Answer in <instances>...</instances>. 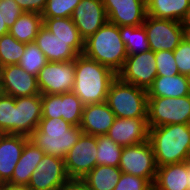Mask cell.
I'll return each instance as SVG.
<instances>
[{
	"mask_svg": "<svg viewBox=\"0 0 190 190\" xmlns=\"http://www.w3.org/2000/svg\"><path fill=\"white\" fill-rule=\"evenodd\" d=\"M69 180L64 159L45 154L32 173L27 188L29 190H60Z\"/></svg>",
	"mask_w": 190,
	"mask_h": 190,
	"instance_id": "cell-13",
	"label": "cell"
},
{
	"mask_svg": "<svg viewBox=\"0 0 190 190\" xmlns=\"http://www.w3.org/2000/svg\"><path fill=\"white\" fill-rule=\"evenodd\" d=\"M28 140L24 135L0 134V184L11 180Z\"/></svg>",
	"mask_w": 190,
	"mask_h": 190,
	"instance_id": "cell-21",
	"label": "cell"
},
{
	"mask_svg": "<svg viewBox=\"0 0 190 190\" xmlns=\"http://www.w3.org/2000/svg\"><path fill=\"white\" fill-rule=\"evenodd\" d=\"M60 190H91L82 179H70Z\"/></svg>",
	"mask_w": 190,
	"mask_h": 190,
	"instance_id": "cell-40",
	"label": "cell"
},
{
	"mask_svg": "<svg viewBox=\"0 0 190 190\" xmlns=\"http://www.w3.org/2000/svg\"><path fill=\"white\" fill-rule=\"evenodd\" d=\"M0 11L8 28H10L24 12L15 0H0Z\"/></svg>",
	"mask_w": 190,
	"mask_h": 190,
	"instance_id": "cell-38",
	"label": "cell"
},
{
	"mask_svg": "<svg viewBox=\"0 0 190 190\" xmlns=\"http://www.w3.org/2000/svg\"><path fill=\"white\" fill-rule=\"evenodd\" d=\"M0 79L4 94L14 98L40 94L37 77L18 64L1 67Z\"/></svg>",
	"mask_w": 190,
	"mask_h": 190,
	"instance_id": "cell-17",
	"label": "cell"
},
{
	"mask_svg": "<svg viewBox=\"0 0 190 190\" xmlns=\"http://www.w3.org/2000/svg\"><path fill=\"white\" fill-rule=\"evenodd\" d=\"M151 186L145 178L122 173L113 190H148Z\"/></svg>",
	"mask_w": 190,
	"mask_h": 190,
	"instance_id": "cell-36",
	"label": "cell"
},
{
	"mask_svg": "<svg viewBox=\"0 0 190 190\" xmlns=\"http://www.w3.org/2000/svg\"><path fill=\"white\" fill-rule=\"evenodd\" d=\"M0 134H15V98L7 94L0 97Z\"/></svg>",
	"mask_w": 190,
	"mask_h": 190,
	"instance_id": "cell-33",
	"label": "cell"
},
{
	"mask_svg": "<svg viewBox=\"0 0 190 190\" xmlns=\"http://www.w3.org/2000/svg\"><path fill=\"white\" fill-rule=\"evenodd\" d=\"M117 74L97 61L79 54L75 59L74 85L72 91L84 105L106 101L111 83Z\"/></svg>",
	"mask_w": 190,
	"mask_h": 190,
	"instance_id": "cell-1",
	"label": "cell"
},
{
	"mask_svg": "<svg viewBox=\"0 0 190 190\" xmlns=\"http://www.w3.org/2000/svg\"><path fill=\"white\" fill-rule=\"evenodd\" d=\"M147 15L181 22L190 6V0H149Z\"/></svg>",
	"mask_w": 190,
	"mask_h": 190,
	"instance_id": "cell-25",
	"label": "cell"
},
{
	"mask_svg": "<svg viewBox=\"0 0 190 190\" xmlns=\"http://www.w3.org/2000/svg\"><path fill=\"white\" fill-rule=\"evenodd\" d=\"M24 12H35L42 14L47 0H15Z\"/></svg>",
	"mask_w": 190,
	"mask_h": 190,
	"instance_id": "cell-39",
	"label": "cell"
},
{
	"mask_svg": "<svg viewBox=\"0 0 190 190\" xmlns=\"http://www.w3.org/2000/svg\"><path fill=\"white\" fill-rule=\"evenodd\" d=\"M150 50L153 52L174 51L182 39V24L169 19L146 16L143 23Z\"/></svg>",
	"mask_w": 190,
	"mask_h": 190,
	"instance_id": "cell-12",
	"label": "cell"
},
{
	"mask_svg": "<svg viewBox=\"0 0 190 190\" xmlns=\"http://www.w3.org/2000/svg\"><path fill=\"white\" fill-rule=\"evenodd\" d=\"M187 161H190V144L187 152Z\"/></svg>",
	"mask_w": 190,
	"mask_h": 190,
	"instance_id": "cell-48",
	"label": "cell"
},
{
	"mask_svg": "<svg viewBox=\"0 0 190 190\" xmlns=\"http://www.w3.org/2000/svg\"><path fill=\"white\" fill-rule=\"evenodd\" d=\"M47 59L35 42L26 44L25 52L18 65L28 73L38 76L40 70L47 64Z\"/></svg>",
	"mask_w": 190,
	"mask_h": 190,
	"instance_id": "cell-32",
	"label": "cell"
},
{
	"mask_svg": "<svg viewBox=\"0 0 190 190\" xmlns=\"http://www.w3.org/2000/svg\"><path fill=\"white\" fill-rule=\"evenodd\" d=\"M122 147L146 142L149 136L147 118H118L106 134Z\"/></svg>",
	"mask_w": 190,
	"mask_h": 190,
	"instance_id": "cell-19",
	"label": "cell"
},
{
	"mask_svg": "<svg viewBox=\"0 0 190 190\" xmlns=\"http://www.w3.org/2000/svg\"><path fill=\"white\" fill-rule=\"evenodd\" d=\"M82 134L79 126H73L62 118L41 119L29 140L45 154L65 159Z\"/></svg>",
	"mask_w": 190,
	"mask_h": 190,
	"instance_id": "cell-4",
	"label": "cell"
},
{
	"mask_svg": "<svg viewBox=\"0 0 190 190\" xmlns=\"http://www.w3.org/2000/svg\"><path fill=\"white\" fill-rule=\"evenodd\" d=\"M44 155L45 153L43 150L28 140L16 164L13 176L8 183L27 187L32 173L36 170L38 163L42 160Z\"/></svg>",
	"mask_w": 190,
	"mask_h": 190,
	"instance_id": "cell-22",
	"label": "cell"
},
{
	"mask_svg": "<svg viewBox=\"0 0 190 190\" xmlns=\"http://www.w3.org/2000/svg\"><path fill=\"white\" fill-rule=\"evenodd\" d=\"M182 39L190 44V26H182Z\"/></svg>",
	"mask_w": 190,
	"mask_h": 190,
	"instance_id": "cell-43",
	"label": "cell"
},
{
	"mask_svg": "<svg viewBox=\"0 0 190 190\" xmlns=\"http://www.w3.org/2000/svg\"><path fill=\"white\" fill-rule=\"evenodd\" d=\"M43 26L41 14L35 12H23L16 22L9 28V34L21 43H32Z\"/></svg>",
	"mask_w": 190,
	"mask_h": 190,
	"instance_id": "cell-26",
	"label": "cell"
},
{
	"mask_svg": "<svg viewBox=\"0 0 190 190\" xmlns=\"http://www.w3.org/2000/svg\"><path fill=\"white\" fill-rule=\"evenodd\" d=\"M157 168L154 150L149 140L123 147L119 163V169L122 173L145 178L153 185Z\"/></svg>",
	"mask_w": 190,
	"mask_h": 190,
	"instance_id": "cell-7",
	"label": "cell"
},
{
	"mask_svg": "<svg viewBox=\"0 0 190 190\" xmlns=\"http://www.w3.org/2000/svg\"><path fill=\"white\" fill-rule=\"evenodd\" d=\"M148 140L158 167L187 161L190 124H170L149 128Z\"/></svg>",
	"mask_w": 190,
	"mask_h": 190,
	"instance_id": "cell-2",
	"label": "cell"
},
{
	"mask_svg": "<svg viewBox=\"0 0 190 190\" xmlns=\"http://www.w3.org/2000/svg\"><path fill=\"white\" fill-rule=\"evenodd\" d=\"M173 53L179 73L182 75L190 73V44L182 40Z\"/></svg>",
	"mask_w": 190,
	"mask_h": 190,
	"instance_id": "cell-37",
	"label": "cell"
},
{
	"mask_svg": "<svg viewBox=\"0 0 190 190\" xmlns=\"http://www.w3.org/2000/svg\"><path fill=\"white\" fill-rule=\"evenodd\" d=\"M25 43L16 40L12 35L5 34L0 37V66L18 64L25 52Z\"/></svg>",
	"mask_w": 190,
	"mask_h": 190,
	"instance_id": "cell-30",
	"label": "cell"
},
{
	"mask_svg": "<svg viewBox=\"0 0 190 190\" xmlns=\"http://www.w3.org/2000/svg\"><path fill=\"white\" fill-rule=\"evenodd\" d=\"M97 136L82 134L64 159L70 179H82L97 166Z\"/></svg>",
	"mask_w": 190,
	"mask_h": 190,
	"instance_id": "cell-8",
	"label": "cell"
},
{
	"mask_svg": "<svg viewBox=\"0 0 190 190\" xmlns=\"http://www.w3.org/2000/svg\"><path fill=\"white\" fill-rule=\"evenodd\" d=\"M119 32L128 55L147 52L150 50L144 25L120 26Z\"/></svg>",
	"mask_w": 190,
	"mask_h": 190,
	"instance_id": "cell-28",
	"label": "cell"
},
{
	"mask_svg": "<svg viewBox=\"0 0 190 190\" xmlns=\"http://www.w3.org/2000/svg\"><path fill=\"white\" fill-rule=\"evenodd\" d=\"M148 190H156L155 187L152 185Z\"/></svg>",
	"mask_w": 190,
	"mask_h": 190,
	"instance_id": "cell-49",
	"label": "cell"
},
{
	"mask_svg": "<svg viewBox=\"0 0 190 190\" xmlns=\"http://www.w3.org/2000/svg\"><path fill=\"white\" fill-rule=\"evenodd\" d=\"M71 19L84 40L108 22L102 0H81L74 9Z\"/></svg>",
	"mask_w": 190,
	"mask_h": 190,
	"instance_id": "cell-15",
	"label": "cell"
},
{
	"mask_svg": "<svg viewBox=\"0 0 190 190\" xmlns=\"http://www.w3.org/2000/svg\"><path fill=\"white\" fill-rule=\"evenodd\" d=\"M170 124H190V95L148 97V128Z\"/></svg>",
	"mask_w": 190,
	"mask_h": 190,
	"instance_id": "cell-6",
	"label": "cell"
},
{
	"mask_svg": "<svg viewBox=\"0 0 190 190\" xmlns=\"http://www.w3.org/2000/svg\"><path fill=\"white\" fill-rule=\"evenodd\" d=\"M182 26H190V6L186 12V15L181 21Z\"/></svg>",
	"mask_w": 190,
	"mask_h": 190,
	"instance_id": "cell-44",
	"label": "cell"
},
{
	"mask_svg": "<svg viewBox=\"0 0 190 190\" xmlns=\"http://www.w3.org/2000/svg\"><path fill=\"white\" fill-rule=\"evenodd\" d=\"M187 161L157 168L153 186L156 190H188Z\"/></svg>",
	"mask_w": 190,
	"mask_h": 190,
	"instance_id": "cell-23",
	"label": "cell"
},
{
	"mask_svg": "<svg viewBox=\"0 0 190 190\" xmlns=\"http://www.w3.org/2000/svg\"><path fill=\"white\" fill-rule=\"evenodd\" d=\"M43 26L62 40H84L71 18H43Z\"/></svg>",
	"mask_w": 190,
	"mask_h": 190,
	"instance_id": "cell-31",
	"label": "cell"
},
{
	"mask_svg": "<svg viewBox=\"0 0 190 190\" xmlns=\"http://www.w3.org/2000/svg\"><path fill=\"white\" fill-rule=\"evenodd\" d=\"M186 78H187V83H188L189 90H190V73H188V74L186 75Z\"/></svg>",
	"mask_w": 190,
	"mask_h": 190,
	"instance_id": "cell-47",
	"label": "cell"
},
{
	"mask_svg": "<svg viewBox=\"0 0 190 190\" xmlns=\"http://www.w3.org/2000/svg\"><path fill=\"white\" fill-rule=\"evenodd\" d=\"M4 21V17L3 15H1L0 11V37L9 33V28L7 27V24Z\"/></svg>",
	"mask_w": 190,
	"mask_h": 190,
	"instance_id": "cell-42",
	"label": "cell"
},
{
	"mask_svg": "<svg viewBox=\"0 0 190 190\" xmlns=\"http://www.w3.org/2000/svg\"><path fill=\"white\" fill-rule=\"evenodd\" d=\"M83 54L117 74L128 56L120 36L119 26L110 22L104 24L98 31L84 40Z\"/></svg>",
	"mask_w": 190,
	"mask_h": 190,
	"instance_id": "cell-3",
	"label": "cell"
},
{
	"mask_svg": "<svg viewBox=\"0 0 190 190\" xmlns=\"http://www.w3.org/2000/svg\"><path fill=\"white\" fill-rule=\"evenodd\" d=\"M148 97H183L190 95L186 75L157 76L147 90Z\"/></svg>",
	"mask_w": 190,
	"mask_h": 190,
	"instance_id": "cell-24",
	"label": "cell"
},
{
	"mask_svg": "<svg viewBox=\"0 0 190 190\" xmlns=\"http://www.w3.org/2000/svg\"><path fill=\"white\" fill-rule=\"evenodd\" d=\"M121 174L119 167L97 165L82 180L91 190H113Z\"/></svg>",
	"mask_w": 190,
	"mask_h": 190,
	"instance_id": "cell-27",
	"label": "cell"
},
{
	"mask_svg": "<svg viewBox=\"0 0 190 190\" xmlns=\"http://www.w3.org/2000/svg\"><path fill=\"white\" fill-rule=\"evenodd\" d=\"M0 190H29L25 186L11 185L9 183H1Z\"/></svg>",
	"mask_w": 190,
	"mask_h": 190,
	"instance_id": "cell-41",
	"label": "cell"
},
{
	"mask_svg": "<svg viewBox=\"0 0 190 190\" xmlns=\"http://www.w3.org/2000/svg\"><path fill=\"white\" fill-rule=\"evenodd\" d=\"M4 94V91H3V86H2V82H1V79H0V97Z\"/></svg>",
	"mask_w": 190,
	"mask_h": 190,
	"instance_id": "cell-46",
	"label": "cell"
},
{
	"mask_svg": "<svg viewBox=\"0 0 190 190\" xmlns=\"http://www.w3.org/2000/svg\"><path fill=\"white\" fill-rule=\"evenodd\" d=\"M42 118H62L73 126H80L84 104L72 91L63 94H43Z\"/></svg>",
	"mask_w": 190,
	"mask_h": 190,
	"instance_id": "cell-10",
	"label": "cell"
},
{
	"mask_svg": "<svg viewBox=\"0 0 190 190\" xmlns=\"http://www.w3.org/2000/svg\"><path fill=\"white\" fill-rule=\"evenodd\" d=\"M187 170H188V190H190V161H187Z\"/></svg>",
	"mask_w": 190,
	"mask_h": 190,
	"instance_id": "cell-45",
	"label": "cell"
},
{
	"mask_svg": "<svg viewBox=\"0 0 190 190\" xmlns=\"http://www.w3.org/2000/svg\"><path fill=\"white\" fill-rule=\"evenodd\" d=\"M108 22L120 26H141L147 16L143 0H102Z\"/></svg>",
	"mask_w": 190,
	"mask_h": 190,
	"instance_id": "cell-16",
	"label": "cell"
},
{
	"mask_svg": "<svg viewBox=\"0 0 190 190\" xmlns=\"http://www.w3.org/2000/svg\"><path fill=\"white\" fill-rule=\"evenodd\" d=\"M34 42L44 53L47 61L51 62L75 60L84 52V40H62L44 26L39 29Z\"/></svg>",
	"mask_w": 190,
	"mask_h": 190,
	"instance_id": "cell-14",
	"label": "cell"
},
{
	"mask_svg": "<svg viewBox=\"0 0 190 190\" xmlns=\"http://www.w3.org/2000/svg\"><path fill=\"white\" fill-rule=\"evenodd\" d=\"M105 102L118 118H147V90L118 77L111 83Z\"/></svg>",
	"mask_w": 190,
	"mask_h": 190,
	"instance_id": "cell-5",
	"label": "cell"
},
{
	"mask_svg": "<svg viewBox=\"0 0 190 190\" xmlns=\"http://www.w3.org/2000/svg\"><path fill=\"white\" fill-rule=\"evenodd\" d=\"M75 60L51 62L40 70L37 85L41 95L72 92L74 85Z\"/></svg>",
	"mask_w": 190,
	"mask_h": 190,
	"instance_id": "cell-9",
	"label": "cell"
},
{
	"mask_svg": "<svg viewBox=\"0 0 190 190\" xmlns=\"http://www.w3.org/2000/svg\"><path fill=\"white\" fill-rule=\"evenodd\" d=\"M117 77L125 83L148 90L157 77L155 52L128 55Z\"/></svg>",
	"mask_w": 190,
	"mask_h": 190,
	"instance_id": "cell-11",
	"label": "cell"
},
{
	"mask_svg": "<svg viewBox=\"0 0 190 190\" xmlns=\"http://www.w3.org/2000/svg\"><path fill=\"white\" fill-rule=\"evenodd\" d=\"M42 118L41 94L15 98V135L29 137Z\"/></svg>",
	"mask_w": 190,
	"mask_h": 190,
	"instance_id": "cell-18",
	"label": "cell"
},
{
	"mask_svg": "<svg viewBox=\"0 0 190 190\" xmlns=\"http://www.w3.org/2000/svg\"><path fill=\"white\" fill-rule=\"evenodd\" d=\"M123 147L107 135L97 136V165L119 167Z\"/></svg>",
	"mask_w": 190,
	"mask_h": 190,
	"instance_id": "cell-29",
	"label": "cell"
},
{
	"mask_svg": "<svg viewBox=\"0 0 190 190\" xmlns=\"http://www.w3.org/2000/svg\"><path fill=\"white\" fill-rule=\"evenodd\" d=\"M116 119L110 107L103 103L86 104L83 107L80 129L83 134L106 135Z\"/></svg>",
	"mask_w": 190,
	"mask_h": 190,
	"instance_id": "cell-20",
	"label": "cell"
},
{
	"mask_svg": "<svg viewBox=\"0 0 190 190\" xmlns=\"http://www.w3.org/2000/svg\"><path fill=\"white\" fill-rule=\"evenodd\" d=\"M157 76L178 75L179 70L175 63L173 51L161 50L155 52Z\"/></svg>",
	"mask_w": 190,
	"mask_h": 190,
	"instance_id": "cell-35",
	"label": "cell"
},
{
	"mask_svg": "<svg viewBox=\"0 0 190 190\" xmlns=\"http://www.w3.org/2000/svg\"><path fill=\"white\" fill-rule=\"evenodd\" d=\"M81 0H47L42 18H71Z\"/></svg>",
	"mask_w": 190,
	"mask_h": 190,
	"instance_id": "cell-34",
	"label": "cell"
}]
</instances>
